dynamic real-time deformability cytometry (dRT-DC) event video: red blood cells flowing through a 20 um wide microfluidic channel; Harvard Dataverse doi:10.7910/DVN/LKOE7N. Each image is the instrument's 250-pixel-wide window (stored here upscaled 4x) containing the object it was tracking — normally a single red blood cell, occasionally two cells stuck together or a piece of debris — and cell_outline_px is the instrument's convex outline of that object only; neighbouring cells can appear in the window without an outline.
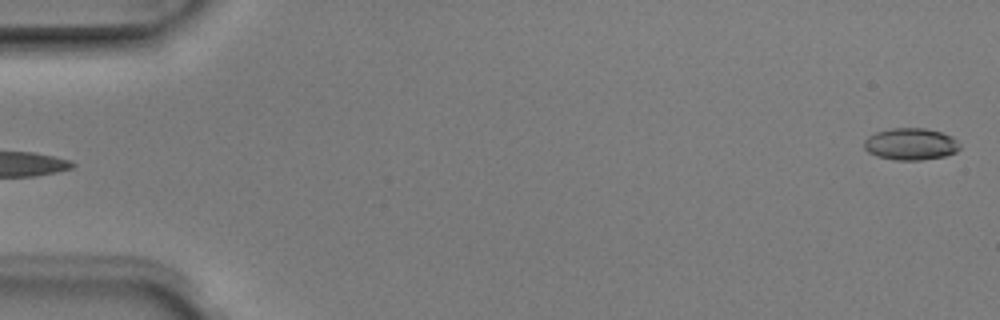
{"species": "Egyptian fruit bat (a non-hibernating species)", "species_latin": "Rousettus aegyptiacus", "temperature_condition": "room temperature", "stored_images_in_passage": 5, "segment_of_instrument_passage": [2, 2], "camera_frame_rate_fps": 3000, "um_per_image_px": 0.085, "animal": {"sex": "male"}, "frame": {"image": 1, "passage_image": 5, "time_ms": 1.333, "image_size_px": [1000, 320], "cell_outline_px": [[960, 148], [956, 152], [944, 156], [920, 160], [896, 160], [876, 156], [868, 152], [864, 148], [864, 140], [868, 136], [876, 132], [892, 128], [924, 128], [940, 132], [952, 136], [960, 144]], "centroid_in_image_um": [77.4, 12.25], "position_along_channel_um": 7.6, "area_um2": 17.8}}